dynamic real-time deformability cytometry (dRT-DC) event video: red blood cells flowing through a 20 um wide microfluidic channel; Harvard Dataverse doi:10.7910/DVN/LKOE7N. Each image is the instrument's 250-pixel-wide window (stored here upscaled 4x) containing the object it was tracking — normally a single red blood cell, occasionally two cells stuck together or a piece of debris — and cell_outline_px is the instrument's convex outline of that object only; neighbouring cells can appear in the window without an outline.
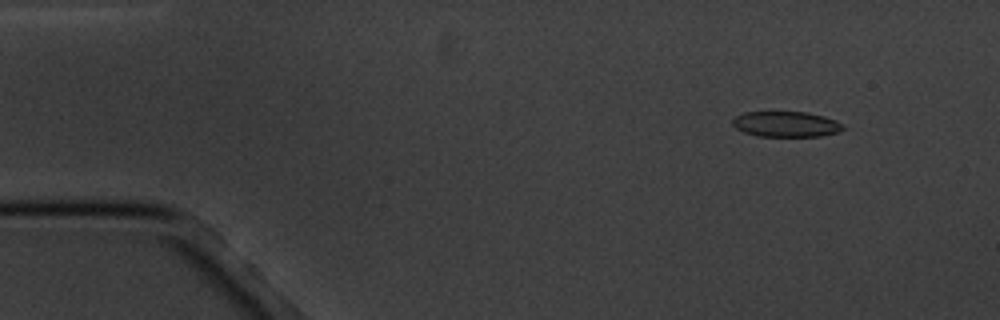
{"species": "common noctule bat (a hibernating species)", "species_latin": "Nyctalus noctula", "temperature_condition": "cold", "stored_images_in_passage": 4, "camera_frame_rate_fps": 3000, "um_per_image_px": 0.085, "animal": {"sex": "male", "body_mass_g": 20.1, "forearm_length_mm": 53.5}, "frame": {"image": 1, "passage_image": 1, "time_ms": 0.0, "image_size_px": [1000, 320], "cell_outline_px": [[844, 128], [840, 132], [820, 136], [756, 136], [744, 132], [736, 128], [732, 124], [732, 120], [736, 116], [744, 112], [808, 112], [824, 116], [836, 120], [844, 124]], "centroid_in_image_um": [66.84, 10.55], "position_along_channel_um": 18.2, "area_um2": 16.53}}
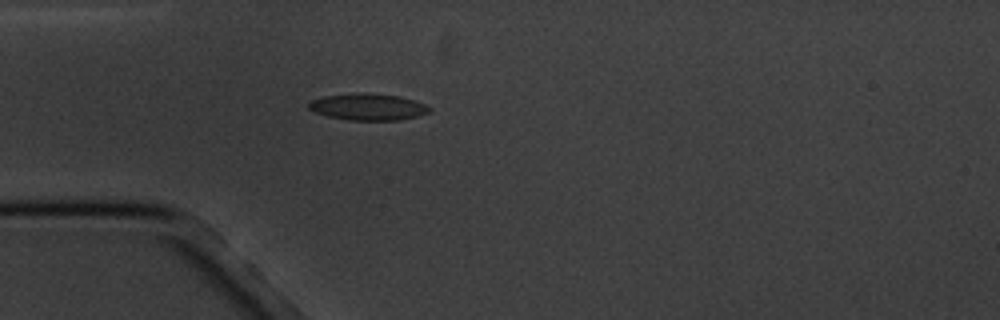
{"frame": {"image": 2, "passage_image": 4, "time_ms": 3.333, "image_size_px": [1000, 320], "cell_outline_px": [[432, 108], [428, 112], [416, 116], [400, 120], [348, 120], [328, 116], [312, 112], [308, 108], [308, 104], [312, 100], [324, 96], [356, 92], [400, 96], [424, 104]], "centroid_in_image_um": [31.23, 9.08], "position_along_channel_um": 53.8, "area_um2": 18.67}}